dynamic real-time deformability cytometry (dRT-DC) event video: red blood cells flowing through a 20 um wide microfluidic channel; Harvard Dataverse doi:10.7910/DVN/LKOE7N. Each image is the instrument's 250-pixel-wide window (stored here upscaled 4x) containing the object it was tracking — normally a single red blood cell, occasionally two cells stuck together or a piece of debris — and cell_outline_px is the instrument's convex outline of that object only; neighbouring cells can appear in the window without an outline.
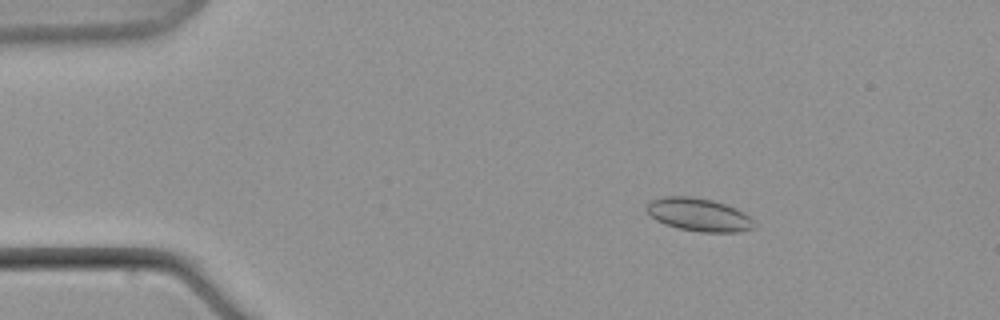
{"species": "common noctule bat (a hibernating species)", "species_latin": "Nyctalus noctula", "temperature_condition": "warm", "stored_images_in_passage": 7, "camera_frame_rate_fps": 3000, "um_per_image_px": 0.085, "animal": {"sex": "male", "body_mass_g": 21.5, "forearm_length_mm": 52.0}, "frame": {"image": 1, "passage_image": 4, "time_ms": 3.667, "image_size_px": [1000, 320], "cell_outline_px": [[756, 228], [740, 232], [700, 232], [676, 228], [664, 224], [656, 220], [644, 208], [652, 200], [664, 196], [692, 196], [712, 200], [736, 208], [744, 212], [756, 224]], "centroid_in_image_um": [59.41, 18.26], "position_along_channel_um": 25.6, "area_um2": 20.87}}